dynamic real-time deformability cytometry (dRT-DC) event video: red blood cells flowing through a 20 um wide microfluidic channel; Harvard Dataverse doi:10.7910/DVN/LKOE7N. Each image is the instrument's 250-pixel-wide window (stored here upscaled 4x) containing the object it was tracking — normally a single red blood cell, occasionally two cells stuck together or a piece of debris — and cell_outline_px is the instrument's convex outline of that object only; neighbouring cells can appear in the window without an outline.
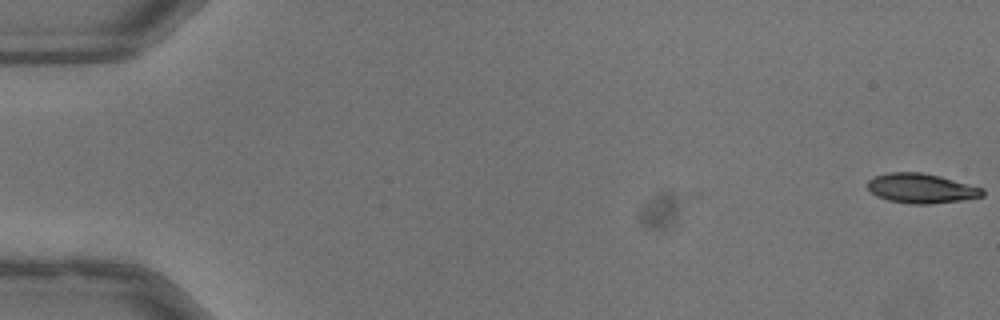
{"species": "common noctule bat (a hibernating species)", "species_latin": "Nyctalus noctula", "temperature_condition": "warm", "stored_images_in_passage": 3, "camera_frame_rate_fps": 3000, "um_per_image_px": 0.085, "animal": {"sex": "male", "body_mass_g": 13.3}, "frame": {"image": 1, "passage_image": 3, "time_ms": 0.667, "image_size_px": [1000, 320], "cell_outline_px": [[984, 196], [960, 200], [932, 204], [912, 204], [888, 200], [876, 196], [868, 188], [868, 180], [872, 176], [888, 172], [920, 172], [940, 176], [984, 188]], "centroid_in_image_um": [78.29, 16.0], "position_along_channel_um": 6.7, "area_um2": 19.94}}